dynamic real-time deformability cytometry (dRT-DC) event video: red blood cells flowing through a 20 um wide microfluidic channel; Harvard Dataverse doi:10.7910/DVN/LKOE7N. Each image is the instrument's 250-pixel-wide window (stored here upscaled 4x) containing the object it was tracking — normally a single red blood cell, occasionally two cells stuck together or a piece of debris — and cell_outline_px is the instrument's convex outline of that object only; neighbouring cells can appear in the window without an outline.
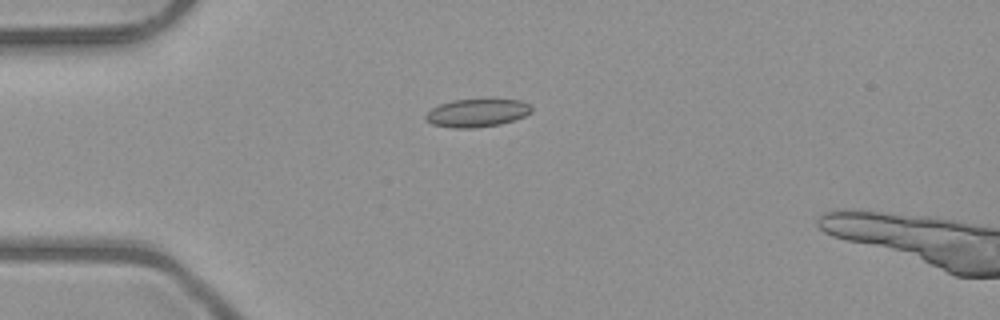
{"species": "common noctule bat (a hibernating species)", "species_latin": "Nyctalus noctula", "temperature_condition": "room temperature", "stored_images_in_passage": 38, "camera_frame_rate_fps": 3000, "um_per_image_px": 0.085, "animal": {"sex": "male", "body_mass_g": 23.1, "forearm_length_mm": 52.7}, "frame": {"image": 1, "passage_image": 1, "time_ms": 0.0, "image_size_px": [1000, 320], "cell_outline_px": [[532, 112], [524, 116], [500, 124], [472, 128], [452, 128], [432, 124], [424, 120], [424, 116], [432, 108], [440, 104], [452, 100], [520, 100], [528, 104], [532, 108]], "centroid_in_image_um": [40.5, 9.61], "position_along_channel_um": 44.5, "area_um2": 17.11}}
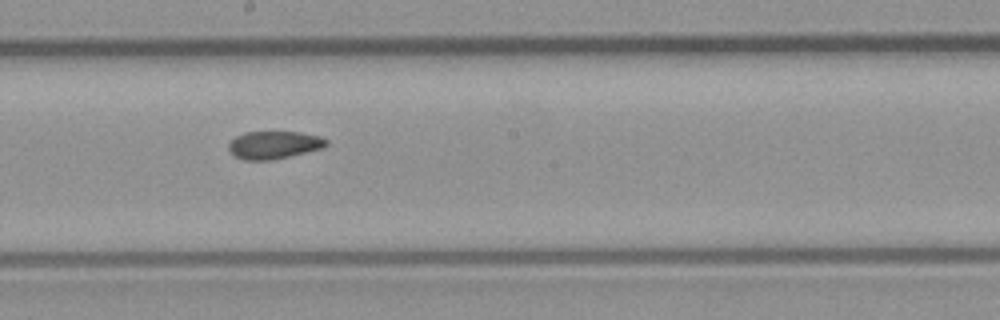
{"frame": {"image": 2, "passage_image": 16, "time_ms": 5.0, "image_size_px": [1000, 320], "cell_outline_px": [[328, 144], [324, 148], [272, 160], [244, 160], [236, 156], [228, 148], [228, 144], [236, 136], [244, 132], [300, 132], [320, 136], [328, 140]], "centroid_in_image_um": [23.32, 12.31], "position_along_channel_um": 224.9, "area_um2": 15.78}}
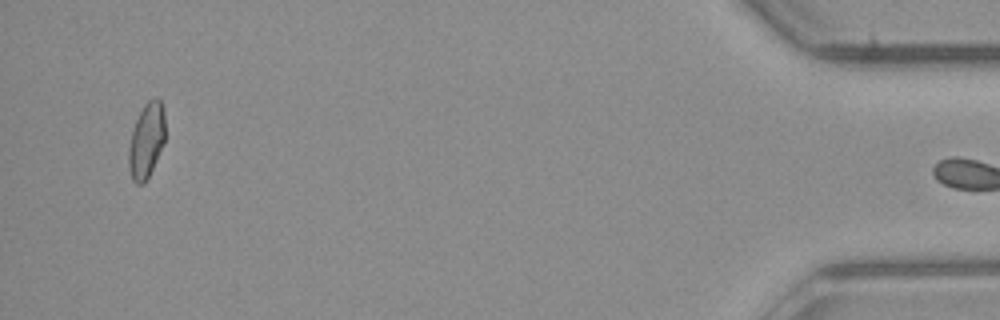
{"frame": {"image": 3, "passage_image": 37, "time_ms": 12.0, "image_size_px": [1000, 320], "cell_outline_px": [[164, 140], [152, 168], [144, 184], [136, 184], [132, 180], [128, 164], [128, 148], [132, 132], [136, 120], [144, 104], [152, 96], [156, 96], [160, 100], [164, 108]], "centroid_in_image_um": [12.43, 11.9], "position_along_channel_um": 422.8, "area_um2": 15.84}, "authors_computed_cell_mechanics": {"area_um2": 16.2996, "velocity_mm_per_s": 4.0413, "shape_relaxation_time_tau1_ms": null, "shape_relaxation_time_tau2_ms": 3.7273, "deformation_change_tau1": null, "deformation_change_tau2": 0.0833}}